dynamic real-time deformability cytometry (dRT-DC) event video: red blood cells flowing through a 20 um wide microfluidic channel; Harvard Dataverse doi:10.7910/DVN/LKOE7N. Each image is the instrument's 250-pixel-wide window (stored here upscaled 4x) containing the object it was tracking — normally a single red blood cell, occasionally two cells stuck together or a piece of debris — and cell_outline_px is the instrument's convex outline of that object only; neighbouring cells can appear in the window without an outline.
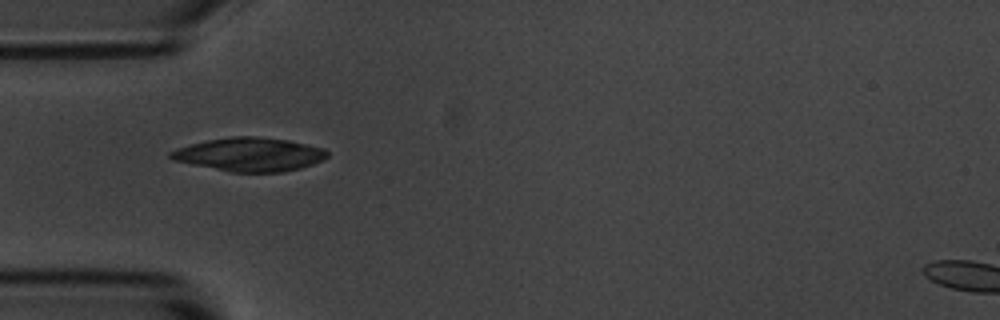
{"species": "common noctule bat (a hibernating species)", "species_latin": "Nyctalus noctula", "temperature_condition": "room temperature", "stored_images_in_passage": 2, "camera_frame_rate_fps": 3000, "um_per_image_px": 0.085, "animal": {"sex": "male", "body_mass_g": 20.1, "forearm_length_mm": 53.5}, "frame": {"image": 1, "passage_image": 1, "time_ms": 0.0, "image_size_px": [1000, 320], "cell_outline_px": [[328, 156], [324, 160], [300, 168], [284, 172], [228, 172], [172, 160], [168, 156], [168, 152], [176, 148], [208, 140], [228, 136], [256, 136], [288, 140], [324, 148], [328, 152]], "centroid_in_image_um": [21.2, 13.13], "position_along_channel_um": 63.8, "area_um2": 30.87}}